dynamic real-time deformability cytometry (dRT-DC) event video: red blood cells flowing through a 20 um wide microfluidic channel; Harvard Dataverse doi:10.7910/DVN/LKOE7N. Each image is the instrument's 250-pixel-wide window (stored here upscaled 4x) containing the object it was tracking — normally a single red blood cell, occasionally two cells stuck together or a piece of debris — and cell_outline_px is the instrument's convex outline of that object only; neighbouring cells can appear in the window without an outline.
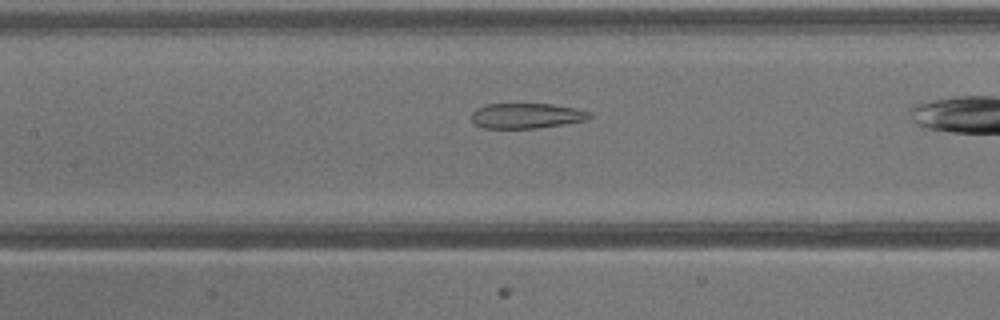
{"species": "common noctule bat (a hibernating species)", "species_latin": "Nyctalus noctula", "temperature_condition": "warm", "stored_images_in_passage": 21, "camera_frame_rate_fps": 3000, "um_per_image_px": 0.085, "animal": {"sex": "male", "body_mass_g": 13.3}, "frame": {"image": 1, "passage_image": 7, "time_ms": 2.0, "image_size_px": [1000, 320], "cell_outline_px": [[592, 116], [588, 120], [564, 124], [536, 128], [480, 128], [472, 120], [472, 112], [476, 108], [488, 104], [552, 104], [576, 108], [588, 112]], "centroid_in_image_um": [44.75, 9.84], "position_along_channel_um": 162.7, "area_um2": 17.34}}
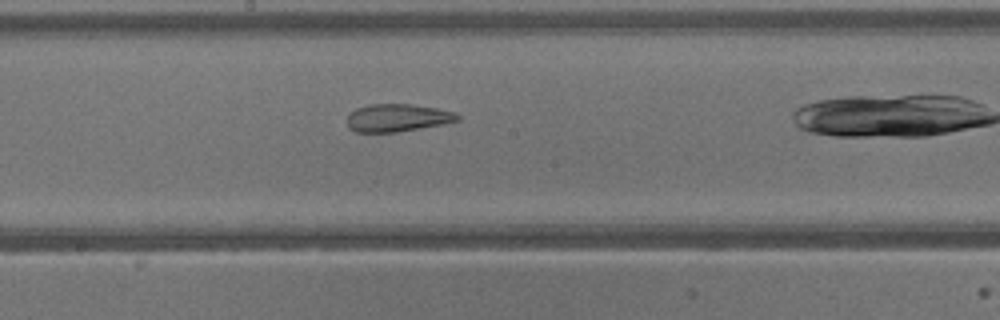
{"frame": {"image": 2, "passage_image": 10, "time_ms": 3.0, "image_size_px": [1000, 320], "cell_outline_px": [[460, 120], [444, 124], [396, 132], [356, 132], [348, 128], [348, 116], [356, 108], [368, 104], [412, 104], [436, 108], [456, 112], [460, 116]], "centroid_in_image_um": [33.8, 10.01], "position_along_channel_um": 214.4, "area_um2": 17.86}}